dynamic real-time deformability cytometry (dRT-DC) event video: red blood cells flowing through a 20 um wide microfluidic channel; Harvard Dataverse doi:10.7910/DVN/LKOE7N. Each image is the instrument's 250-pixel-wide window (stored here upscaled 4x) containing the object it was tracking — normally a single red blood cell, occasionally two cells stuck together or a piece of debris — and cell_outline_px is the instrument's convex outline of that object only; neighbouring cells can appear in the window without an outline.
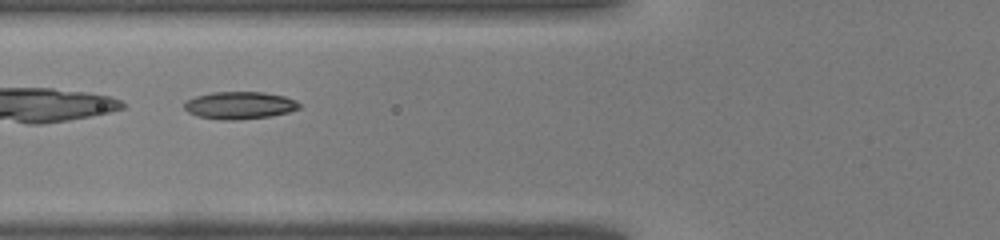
{"species": "common noctule bat (a hibernating species)", "species_latin": "Nyctalus noctula", "temperature_condition": "warm", "stored_images_in_passage": 35, "camera_frame_rate_fps": 3000, "um_per_image_px": 0.085, "animal": {"sex": "male", "body_mass_g": 19.0, "forearm_length_mm": 50.8}, "frame": {"image": 1, "passage_image": 9, "time_ms": 2.667, "image_size_px": [1000, 240], "cell_outline_px": [[300, 108], [288, 112], [268, 116], [228, 120], [224, 120], [200, 116], [188, 112], [184, 108], [184, 104], [188, 100], [196, 96], [212, 92], [264, 92], [284, 96], [296, 100], [300, 104]], "centroid_in_image_um": [20.38, 8.93], "position_along_channel_um": 105.4, "area_um2": 18.03}}
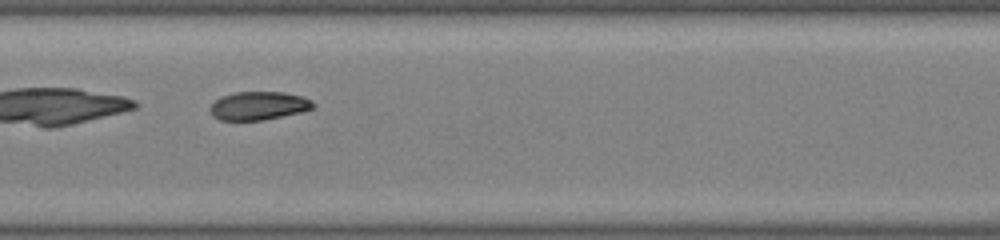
{"frame": {"image": 2, "passage_image": 14, "time_ms": 4.333, "image_size_px": [1000, 240], "cell_outline_px": [[316, 108], [304, 112], [264, 120], [220, 120], [212, 116], [212, 104], [220, 96], [236, 92], [284, 92], [304, 96], [312, 100], [316, 104]], "centroid_in_image_um": [22.08, 8.99], "position_along_channel_um": 185.3, "area_um2": 17.28}}
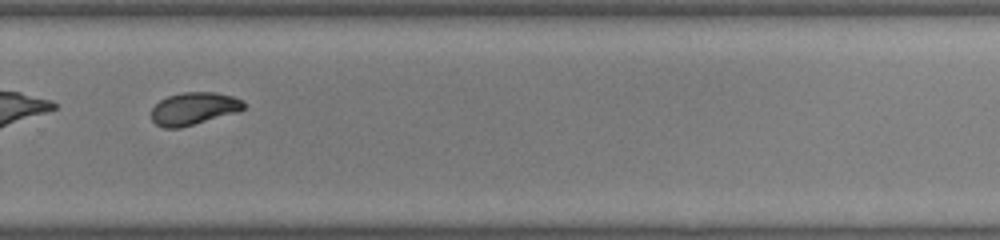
{"frame": {"image": 3, "passage_image": 22, "time_ms": 7.0, "image_size_px": [1000, 240], "cell_outline_px": [[244, 108], [240, 112], [180, 128], [164, 128], [156, 124], [152, 120], [152, 108], [160, 100], [168, 96], [180, 92], [216, 92], [232, 96], [244, 100]], "centroid_in_image_um": [16.5, 9.23], "position_along_channel_um": 313.3, "area_um2": 17.69}}